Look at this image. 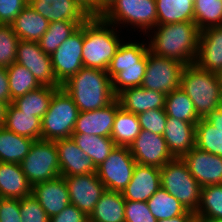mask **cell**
I'll return each mask as SVG.
<instances>
[{"label":"cell","mask_w":222,"mask_h":222,"mask_svg":"<svg viewBox=\"0 0 222 222\" xmlns=\"http://www.w3.org/2000/svg\"><path fill=\"white\" fill-rule=\"evenodd\" d=\"M180 87L192 100L198 116L214 131L222 132V76L185 65Z\"/></svg>","instance_id":"6da1fadb"},{"label":"cell","mask_w":222,"mask_h":222,"mask_svg":"<svg viewBox=\"0 0 222 222\" xmlns=\"http://www.w3.org/2000/svg\"><path fill=\"white\" fill-rule=\"evenodd\" d=\"M149 51L160 57L172 58L184 65L195 63L198 55L200 30L194 22L186 21L155 26Z\"/></svg>","instance_id":"7a4b0ae2"},{"label":"cell","mask_w":222,"mask_h":222,"mask_svg":"<svg viewBox=\"0 0 222 222\" xmlns=\"http://www.w3.org/2000/svg\"><path fill=\"white\" fill-rule=\"evenodd\" d=\"M79 112L101 109L112 103L116 96L106 71L82 67L62 84Z\"/></svg>","instance_id":"3957f363"},{"label":"cell","mask_w":222,"mask_h":222,"mask_svg":"<svg viewBox=\"0 0 222 222\" xmlns=\"http://www.w3.org/2000/svg\"><path fill=\"white\" fill-rule=\"evenodd\" d=\"M117 27L101 17H90L84 23L82 62L84 67L106 71L123 42Z\"/></svg>","instance_id":"277c9868"},{"label":"cell","mask_w":222,"mask_h":222,"mask_svg":"<svg viewBox=\"0 0 222 222\" xmlns=\"http://www.w3.org/2000/svg\"><path fill=\"white\" fill-rule=\"evenodd\" d=\"M141 42H122L109 63L106 72L115 96L123 90L142 85L149 45Z\"/></svg>","instance_id":"5b68a950"},{"label":"cell","mask_w":222,"mask_h":222,"mask_svg":"<svg viewBox=\"0 0 222 222\" xmlns=\"http://www.w3.org/2000/svg\"><path fill=\"white\" fill-rule=\"evenodd\" d=\"M201 187L222 184V132H213L181 157Z\"/></svg>","instance_id":"8992f818"},{"label":"cell","mask_w":222,"mask_h":222,"mask_svg":"<svg viewBox=\"0 0 222 222\" xmlns=\"http://www.w3.org/2000/svg\"><path fill=\"white\" fill-rule=\"evenodd\" d=\"M79 114L78 107L63 87L57 88L49 109L41 118V139L71 138Z\"/></svg>","instance_id":"52a82bcc"},{"label":"cell","mask_w":222,"mask_h":222,"mask_svg":"<svg viewBox=\"0 0 222 222\" xmlns=\"http://www.w3.org/2000/svg\"><path fill=\"white\" fill-rule=\"evenodd\" d=\"M161 188L174 196L187 210L196 212L201 186L181 158H174L160 168Z\"/></svg>","instance_id":"ba28073f"},{"label":"cell","mask_w":222,"mask_h":222,"mask_svg":"<svg viewBox=\"0 0 222 222\" xmlns=\"http://www.w3.org/2000/svg\"><path fill=\"white\" fill-rule=\"evenodd\" d=\"M104 21L114 26L128 25L149 34L157 26L155 0H115L100 16ZM135 28H134V27Z\"/></svg>","instance_id":"9c48e42d"},{"label":"cell","mask_w":222,"mask_h":222,"mask_svg":"<svg viewBox=\"0 0 222 222\" xmlns=\"http://www.w3.org/2000/svg\"><path fill=\"white\" fill-rule=\"evenodd\" d=\"M20 165L32 186L60 176V165L55 141L35 140Z\"/></svg>","instance_id":"30bf717a"},{"label":"cell","mask_w":222,"mask_h":222,"mask_svg":"<svg viewBox=\"0 0 222 222\" xmlns=\"http://www.w3.org/2000/svg\"><path fill=\"white\" fill-rule=\"evenodd\" d=\"M129 147L116 146L98 167L96 174L108 191L123 192L136 165Z\"/></svg>","instance_id":"8fae6325"},{"label":"cell","mask_w":222,"mask_h":222,"mask_svg":"<svg viewBox=\"0 0 222 222\" xmlns=\"http://www.w3.org/2000/svg\"><path fill=\"white\" fill-rule=\"evenodd\" d=\"M184 67L185 65L177 60L160 57L149 51L146 72L141 86L168 94L180 87Z\"/></svg>","instance_id":"7c38bea8"},{"label":"cell","mask_w":222,"mask_h":222,"mask_svg":"<svg viewBox=\"0 0 222 222\" xmlns=\"http://www.w3.org/2000/svg\"><path fill=\"white\" fill-rule=\"evenodd\" d=\"M213 132L208 125H195L191 122L167 117L163 137L172 156L181 158Z\"/></svg>","instance_id":"4fadbf2b"},{"label":"cell","mask_w":222,"mask_h":222,"mask_svg":"<svg viewBox=\"0 0 222 222\" xmlns=\"http://www.w3.org/2000/svg\"><path fill=\"white\" fill-rule=\"evenodd\" d=\"M84 23L51 55L54 75L62 85L82 67Z\"/></svg>","instance_id":"5bb4252c"},{"label":"cell","mask_w":222,"mask_h":222,"mask_svg":"<svg viewBox=\"0 0 222 222\" xmlns=\"http://www.w3.org/2000/svg\"><path fill=\"white\" fill-rule=\"evenodd\" d=\"M15 62L26 67L41 85L62 87L54 75L51 56L41 50L38 42L19 40Z\"/></svg>","instance_id":"9a60e30c"},{"label":"cell","mask_w":222,"mask_h":222,"mask_svg":"<svg viewBox=\"0 0 222 222\" xmlns=\"http://www.w3.org/2000/svg\"><path fill=\"white\" fill-rule=\"evenodd\" d=\"M137 164L162 168L174 159L163 136L141 129L129 146Z\"/></svg>","instance_id":"2e32d148"},{"label":"cell","mask_w":222,"mask_h":222,"mask_svg":"<svg viewBox=\"0 0 222 222\" xmlns=\"http://www.w3.org/2000/svg\"><path fill=\"white\" fill-rule=\"evenodd\" d=\"M69 191L70 203L88 217L101 195L106 191L96 173L64 177Z\"/></svg>","instance_id":"e0dca14e"},{"label":"cell","mask_w":222,"mask_h":222,"mask_svg":"<svg viewBox=\"0 0 222 222\" xmlns=\"http://www.w3.org/2000/svg\"><path fill=\"white\" fill-rule=\"evenodd\" d=\"M60 165V176H74L96 173L93 161L73 141L72 138L55 140Z\"/></svg>","instance_id":"ac0fdd59"},{"label":"cell","mask_w":222,"mask_h":222,"mask_svg":"<svg viewBox=\"0 0 222 222\" xmlns=\"http://www.w3.org/2000/svg\"><path fill=\"white\" fill-rule=\"evenodd\" d=\"M120 104L117 99L104 108L79 112L73 134L110 137Z\"/></svg>","instance_id":"d6986e66"},{"label":"cell","mask_w":222,"mask_h":222,"mask_svg":"<svg viewBox=\"0 0 222 222\" xmlns=\"http://www.w3.org/2000/svg\"><path fill=\"white\" fill-rule=\"evenodd\" d=\"M32 195L49 218L57 215L70 204L69 191L63 176L33 185Z\"/></svg>","instance_id":"ffe728a7"},{"label":"cell","mask_w":222,"mask_h":222,"mask_svg":"<svg viewBox=\"0 0 222 222\" xmlns=\"http://www.w3.org/2000/svg\"><path fill=\"white\" fill-rule=\"evenodd\" d=\"M160 188V168L136 164L132 179L122 194L125 200L147 202Z\"/></svg>","instance_id":"44dd1931"},{"label":"cell","mask_w":222,"mask_h":222,"mask_svg":"<svg viewBox=\"0 0 222 222\" xmlns=\"http://www.w3.org/2000/svg\"><path fill=\"white\" fill-rule=\"evenodd\" d=\"M195 63L204 70L222 76V26L200 32Z\"/></svg>","instance_id":"7402d4cb"},{"label":"cell","mask_w":222,"mask_h":222,"mask_svg":"<svg viewBox=\"0 0 222 222\" xmlns=\"http://www.w3.org/2000/svg\"><path fill=\"white\" fill-rule=\"evenodd\" d=\"M28 4L49 22L72 21L80 27L90 18L74 0H29Z\"/></svg>","instance_id":"603a6c76"},{"label":"cell","mask_w":222,"mask_h":222,"mask_svg":"<svg viewBox=\"0 0 222 222\" xmlns=\"http://www.w3.org/2000/svg\"><path fill=\"white\" fill-rule=\"evenodd\" d=\"M116 99L122 109L139 114L151 109H164L166 94L137 86L123 90Z\"/></svg>","instance_id":"cb8c5ba5"},{"label":"cell","mask_w":222,"mask_h":222,"mask_svg":"<svg viewBox=\"0 0 222 222\" xmlns=\"http://www.w3.org/2000/svg\"><path fill=\"white\" fill-rule=\"evenodd\" d=\"M32 195V185L20 164L0 162V197L21 199Z\"/></svg>","instance_id":"d4e9b609"},{"label":"cell","mask_w":222,"mask_h":222,"mask_svg":"<svg viewBox=\"0 0 222 222\" xmlns=\"http://www.w3.org/2000/svg\"><path fill=\"white\" fill-rule=\"evenodd\" d=\"M49 23L48 20L27 4L11 26L20 40L38 42L47 31Z\"/></svg>","instance_id":"484cf974"},{"label":"cell","mask_w":222,"mask_h":222,"mask_svg":"<svg viewBox=\"0 0 222 222\" xmlns=\"http://www.w3.org/2000/svg\"><path fill=\"white\" fill-rule=\"evenodd\" d=\"M122 192L106 190L89 215V222H125Z\"/></svg>","instance_id":"4316f807"},{"label":"cell","mask_w":222,"mask_h":222,"mask_svg":"<svg viewBox=\"0 0 222 222\" xmlns=\"http://www.w3.org/2000/svg\"><path fill=\"white\" fill-rule=\"evenodd\" d=\"M3 127L20 136L33 140L41 139V119L32 114L23 113L12 103L7 107Z\"/></svg>","instance_id":"83f0119b"},{"label":"cell","mask_w":222,"mask_h":222,"mask_svg":"<svg viewBox=\"0 0 222 222\" xmlns=\"http://www.w3.org/2000/svg\"><path fill=\"white\" fill-rule=\"evenodd\" d=\"M34 141L0 127V162L20 164Z\"/></svg>","instance_id":"f1b7e54d"},{"label":"cell","mask_w":222,"mask_h":222,"mask_svg":"<svg viewBox=\"0 0 222 222\" xmlns=\"http://www.w3.org/2000/svg\"><path fill=\"white\" fill-rule=\"evenodd\" d=\"M165 112L173 117L195 125H207L197 114L192 100L181 87L166 94Z\"/></svg>","instance_id":"f546056e"},{"label":"cell","mask_w":222,"mask_h":222,"mask_svg":"<svg viewBox=\"0 0 222 222\" xmlns=\"http://www.w3.org/2000/svg\"><path fill=\"white\" fill-rule=\"evenodd\" d=\"M157 25L194 22V0H155Z\"/></svg>","instance_id":"4dcf8cb0"},{"label":"cell","mask_w":222,"mask_h":222,"mask_svg":"<svg viewBox=\"0 0 222 222\" xmlns=\"http://www.w3.org/2000/svg\"><path fill=\"white\" fill-rule=\"evenodd\" d=\"M60 87L42 85L12 101V104L23 113L32 114L40 119L49 109L54 91Z\"/></svg>","instance_id":"1f68e13d"},{"label":"cell","mask_w":222,"mask_h":222,"mask_svg":"<svg viewBox=\"0 0 222 222\" xmlns=\"http://www.w3.org/2000/svg\"><path fill=\"white\" fill-rule=\"evenodd\" d=\"M141 131L137 114L121 107L117 110L111 131V139L116 146L129 147Z\"/></svg>","instance_id":"d6a6232c"},{"label":"cell","mask_w":222,"mask_h":222,"mask_svg":"<svg viewBox=\"0 0 222 222\" xmlns=\"http://www.w3.org/2000/svg\"><path fill=\"white\" fill-rule=\"evenodd\" d=\"M71 138L76 143V145L88 155L96 167L104 162L111 151L116 147L111 137L87 134H72Z\"/></svg>","instance_id":"836d02e7"},{"label":"cell","mask_w":222,"mask_h":222,"mask_svg":"<svg viewBox=\"0 0 222 222\" xmlns=\"http://www.w3.org/2000/svg\"><path fill=\"white\" fill-rule=\"evenodd\" d=\"M147 205L157 220L171 219L182 214H194L163 188L154 193L147 201Z\"/></svg>","instance_id":"e575fe53"},{"label":"cell","mask_w":222,"mask_h":222,"mask_svg":"<svg viewBox=\"0 0 222 222\" xmlns=\"http://www.w3.org/2000/svg\"><path fill=\"white\" fill-rule=\"evenodd\" d=\"M78 28L79 26L72 21L50 22L47 31L38 41L41 50L51 56Z\"/></svg>","instance_id":"d590c367"},{"label":"cell","mask_w":222,"mask_h":222,"mask_svg":"<svg viewBox=\"0 0 222 222\" xmlns=\"http://www.w3.org/2000/svg\"><path fill=\"white\" fill-rule=\"evenodd\" d=\"M7 75L11 101L42 86L26 67L16 62L7 68Z\"/></svg>","instance_id":"8d00e7d4"},{"label":"cell","mask_w":222,"mask_h":222,"mask_svg":"<svg viewBox=\"0 0 222 222\" xmlns=\"http://www.w3.org/2000/svg\"><path fill=\"white\" fill-rule=\"evenodd\" d=\"M194 23L200 32L222 26V0H194Z\"/></svg>","instance_id":"74e56055"},{"label":"cell","mask_w":222,"mask_h":222,"mask_svg":"<svg viewBox=\"0 0 222 222\" xmlns=\"http://www.w3.org/2000/svg\"><path fill=\"white\" fill-rule=\"evenodd\" d=\"M195 219H222V184L201 187L200 204L196 210Z\"/></svg>","instance_id":"f35d334b"},{"label":"cell","mask_w":222,"mask_h":222,"mask_svg":"<svg viewBox=\"0 0 222 222\" xmlns=\"http://www.w3.org/2000/svg\"><path fill=\"white\" fill-rule=\"evenodd\" d=\"M19 40L11 25L0 24V67L15 63Z\"/></svg>","instance_id":"ab89813d"},{"label":"cell","mask_w":222,"mask_h":222,"mask_svg":"<svg viewBox=\"0 0 222 222\" xmlns=\"http://www.w3.org/2000/svg\"><path fill=\"white\" fill-rule=\"evenodd\" d=\"M137 117L141 129L163 136L167 122L165 109H151L137 114Z\"/></svg>","instance_id":"60d3db41"},{"label":"cell","mask_w":222,"mask_h":222,"mask_svg":"<svg viewBox=\"0 0 222 222\" xmlns=\"http://www.w3.org/2000/svg\"><path fill=\"white\" fill-rule=\"evenodd\" d=\"M20 213L22 222H50L49 216L33 195L20 199Z\"/></svg>","instance_id":"b9f144b4"},{"label":"cell","mask_w":222,"mask_h":222,"mask_svg":"<svg viewBox=\"0 0 222 222\" xmlns=\"http://www.w3.org/2000/svg\"><path fill=\"white\" fill-rule=\"evenodd\" d=\"M125 222H157L147 202L125 200Z\"/></svg>","instance_id":"7bdbcfd3"},{"label":"cell","mask_w":222,"mask_h":222,"mask_svg":"<svg viewBox=\"0 0 222 222\" xmlns=\"http://www.w3.org/2000/svg\"><path fill=\"white\" fill-rule=\"evenodd\" d=\"M29 0H0V24L11 25Z\"/></svg>","instance_id":"ee69618b"},{"label":"cell","mask_w":222,"mask_h":222,"mask_svg":"<svg viewBox=\"0 0 222 222\" xmlns=\"http://www.w3.org/2000/svg\"><path fill=\"white\" fill-rule=\"evenodd\" d=\"M0 222H22L20 199L0 197Z\"/></svg>","instance_id":"f6af8a7d"},{"label":"cell","mask_w":222,"mask_h":222,"mask_svg":"<svg viewBox=\"0 0 222 222\" xmlns=\"http://www.w3.org/2000/svg\"><path fill=\"white\" fill-rule=\"evenodd\" d=\"M50 222H89V217L70 203L60 213L51 217Z\"/></svg>","instance_id":"bcb514c9"},{"label":"cell","mask_w":222,"mask_h":222,"mask_svg":"<svg viewBox=\"0 0 222 222\" xmlns=\"http://www.w3.org/2000/svg\"><path fill=\"white\" fill-rule=\"evenodd\" d=\"M0 100L8 105L12 103L7 68L4 67H0Z\"/></svg>","instance_id":"7dc6e473"},{"label":"cell","mask_w":222,"mask_h":222,"mask_svg":"<svg viewBox=\"0 0 222 222\" xmlns=\"http://www.w3.org/2000/svg\"><path fill=\"white\" fill-rule=\"evenodd\" d=\"M90 17H97V0H74Z\"/></svg>","instance_id":"c3c4849f"},{"label":"cell","mask_w":222,"mask_h":222,"mask_svg":"<svg viewBox=\"0 0 222 222\" xmlns=\"http://www.w3.org/2000/svg\"><path fill=\"white\" fill-rule=\"evenodd\" d=\"M195 214H182L171 219L158 220L157 222H194Z\"/></svg>","instance_id":"681fc988"},{"label":"cell","mask_w":222,"mask_h":222,"mask_svg":"<svg viewBox=\"0 0 222 222\" xmlns=\"http://www.w3.org/2000/svg\"><path fill=\"white\" fill-rule=\"evenodd\" d=\"M115 0H97V17H100Z\"/></svg>","instance_id":"f907efd6"},{"label":"cell","mask_w":222,"mask_h":222,"mask_svg":"<svg viewBox=\"0 0 222 222\" xmlns=\"http://www.w3.org/2000/svg\"><path fill=\"white\" fill-rule=\"evenodd\" d=\"M8 104L0 100V127L4 126Z\"/></svg>","instance_id":"816d5d0a"},{"label":"cell","mask_w":222,"mask_h":222,"mask_svg":"<svg viewBox=\"0 0 222 222\" xmlns=\"http://www.w3.org/2000/svg\"><path fill=\"white\" fill-rule=\"evenodd\" d=\"M198 222H222V219L219 218H199Z\"/></svg>","instance_id":"f5cc1de1"}]
</instances>
